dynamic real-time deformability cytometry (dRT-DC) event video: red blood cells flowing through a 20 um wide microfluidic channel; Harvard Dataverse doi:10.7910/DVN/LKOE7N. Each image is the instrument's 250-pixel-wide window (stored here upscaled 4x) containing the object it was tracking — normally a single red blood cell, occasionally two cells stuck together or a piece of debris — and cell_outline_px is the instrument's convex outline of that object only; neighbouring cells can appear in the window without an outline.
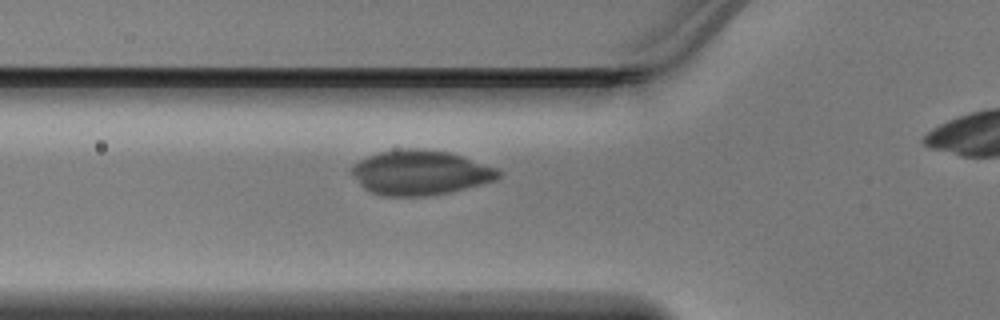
{"species": "Egyptian fruit bat (a non-hibernating species)", "species_latin": "Rousettus aegyptiacus", "temperature_condition": "warm", "stored_images_in_passage": 27, "camera_frame_rate_fps": 3000, "um_per_image_px": 0.085, "animal": {"sex": "male"}, "frame": {"image": 1, "passage_image": 2, "time_ms": 0.333, "image_size_px": [1000, 320], "cell_outline_px": [[500, 176], [496, 180], [448, 192], [424, 196], [380, 196], [364, 188], [360, 184], [352, 172], [352, 168], [360, 160], [368, 156], [380, 152], [400, 148], [416, 148], [448, 152], [496, 168], [500, 172]], "centroid_in_image_um": [35.7, 14.67], "position_along_channel_um": 90.1, "area_um2": 37.63}}
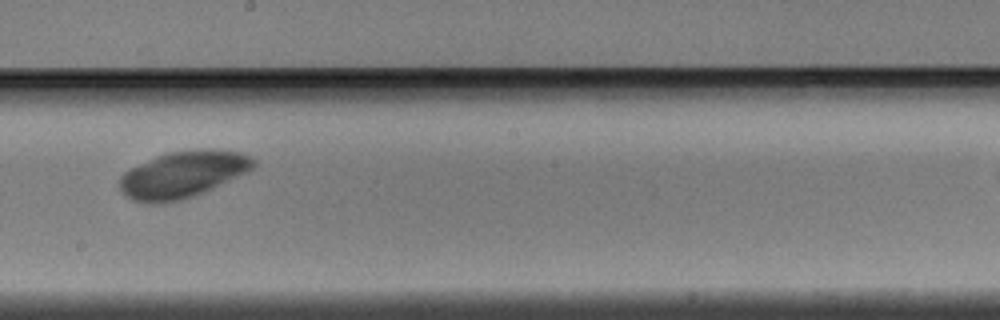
{"frame": {"image": 2, "passage_image": 12, "time_ms": 3.667, "image_size_px": [1000, 320], "cell_outline_px": [[256, 164], [248, 172], [204, 192], [180, 200], [156, 204], [144, 204], [132, 200], [120, 188], [120, 176], [124, 172], [156, 156], [168, 152], [200, 148], [212, 148], [240, 152], [252, 156], [256, 160]], "centroid_in_image_um": [15.58, 14.82], "position_along_channel_um": 232.6, "area_um2": 36.53}}
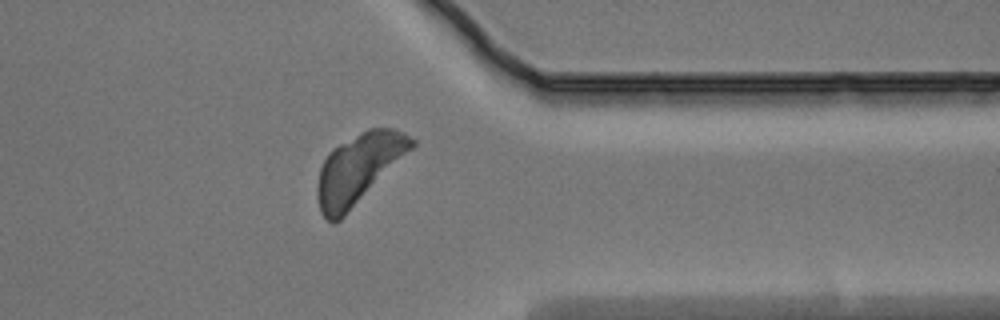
{"frame": {"image": 3, "passage_image": 23, "time_ms": 7.333, "image_size_px": [1000, 320], "cell_outline_px": [[416, 144], [340, 220], [332, 224], [320, 212], [316, 192], [316, 188], [320, 168], [328, 152], [332, 148], [360, 132], [368, 128], [392, 128], [404, 132], [416, 140]], "centroid_in_image_um": [30.44, 14.32], "position_along_channel_um": 381.0, "area_um2": 37.69}}